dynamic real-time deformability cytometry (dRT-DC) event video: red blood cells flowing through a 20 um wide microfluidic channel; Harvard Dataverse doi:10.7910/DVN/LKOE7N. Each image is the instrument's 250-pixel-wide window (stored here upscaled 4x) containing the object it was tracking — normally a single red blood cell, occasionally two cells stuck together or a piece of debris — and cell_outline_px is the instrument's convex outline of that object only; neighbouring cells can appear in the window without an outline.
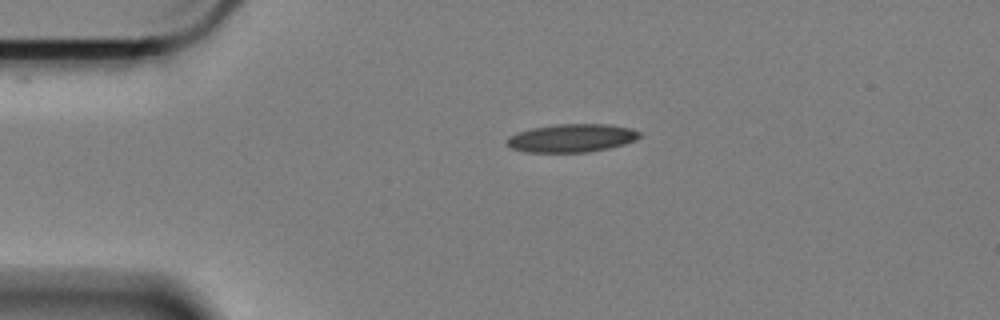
{"species": "Egyptian fruit bat (a non-hibernating species)", "species_latin": "Rousettus aegyptiacus", "temperature_condition": "cold", "stored_images_in_passage": 47, "camera_frame_rate_fps": 3000, "um_per_image_px": 0.085, "animal": {"sex": "female"}, "frame": {"image": 1, "passage_image": 1, "time_ms": 0.0, "image_size_px": [1000, 320], "cell_outline_px": [[640, 136], [624, 144], [608, 148], [588, 152], [524, 152], [512, 148], [508, 144], [508, 136], [516, 132], [532, 128], [556, 124], [608, 124], [632, 128], [640, 132]], "centroid_in_image_um": [48.58, 11.73], "position_along_channel_um": 36.4, "area_um2": 21.68}}
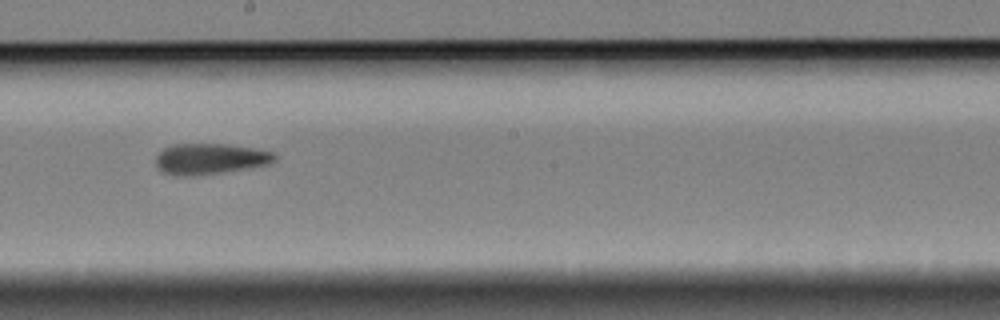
{"frame": {"image": 2, "passage_image": 21, "time_ms": 6.667, "image_size_px": [1000, 320], "cell_outline_px": [[276, 160], [268, 164], [244, 168], [192, 176], [180, 176], [164, 172], [156, 164], [156, 156], [164, 148], [172, 144], [228, 144], [252, 148], [272, 152], [276, 156]], "centroid_in_image_um": [17.83, 13.48], "position_along_channel_um": 230.4, "area_um2": 20.92}}
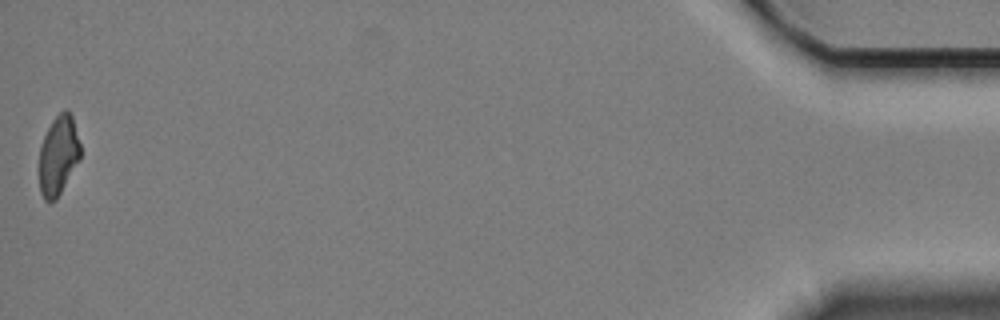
{"frame": {"image": 3, "passage_image": 47, "time_ms": 15.333, "image_size_px": [1000, 320], "cell_outline_px": [[80, 160], [56, 200], [44, 200], [40, 192], [40, 148], [44, 136], [52, 120], [64, 108], [68, 108], [72, 116], [80, 144]], "centroid_in_image_um": [4.98, 13.18], "position_along_channel_um": 430.2, "area_um2": 18.96}, "authors_computed_cell_mechanics": {"area_um2": 21.1548, "velocity_mm_per_s": 3.3829, "shape_relaxation_time_tau1_ms": 4.1971, "shape_relaxation_time_tau2_ms": 3.8205, "deformation_change_tau1": 0.1414, "deformation_change_tau2": 0.1254}}